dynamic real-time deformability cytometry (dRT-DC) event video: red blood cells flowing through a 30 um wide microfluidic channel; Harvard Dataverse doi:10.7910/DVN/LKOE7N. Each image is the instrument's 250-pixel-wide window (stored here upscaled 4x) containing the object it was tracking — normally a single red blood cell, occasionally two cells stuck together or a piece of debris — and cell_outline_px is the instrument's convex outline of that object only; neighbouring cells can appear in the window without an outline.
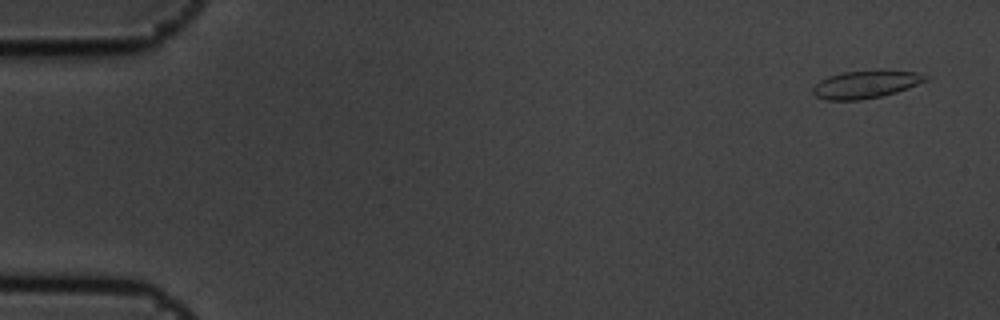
{"species": "common noctule bat (a hibernating species)", "species_latin": "Nyctalus noctula", "temperature_condition": "cold", "stored_images_in_passage": 5, "camera_frame_rate_fps": 3000, "um_per_image_px": 0.085, "animal": {"sex": "male", "body_mass_g": 19.5, "forearm_length_mm": 54.6}, "frame": {"image": 1, "passage_image": 1, "time_ms": 0.0, "image_size_px": [1000, 320], "cell_outline_px": [[928, 80], [896, 92], [880, 96], [860, 100], [824, 100], [816, 96], [812, 92], [812, 88], [820, 80], [828, 76], [844, 72], [880, 68], [916, 72], [928, 76]], "centroid_in_image_um": [73.59, 7.14], "position_along_channel_um": 11.4, "area_um2": 18.55}}
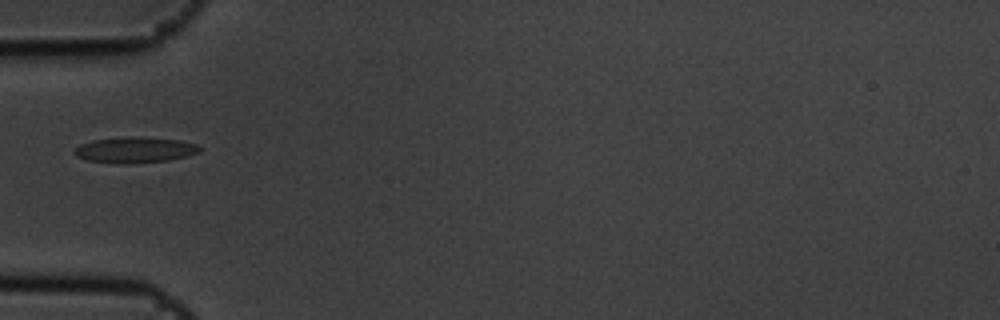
{"frame": {"image": 2, "passage_image": 5, "time_ms": 1.333, "image_size_px": [1000, 320], "cell_outline_px": [[204, 148], [200, 152], [168, 160], [128, 164], [120, 164], [88, 160], [76, 156], [72, 152], [80, 144], [92, 140], [180, 140], [196, 144]], "centroid_in_image_um": [11.46, 12.81], "position_along_channel_um": 73.5, "area_um2": 17.57}}